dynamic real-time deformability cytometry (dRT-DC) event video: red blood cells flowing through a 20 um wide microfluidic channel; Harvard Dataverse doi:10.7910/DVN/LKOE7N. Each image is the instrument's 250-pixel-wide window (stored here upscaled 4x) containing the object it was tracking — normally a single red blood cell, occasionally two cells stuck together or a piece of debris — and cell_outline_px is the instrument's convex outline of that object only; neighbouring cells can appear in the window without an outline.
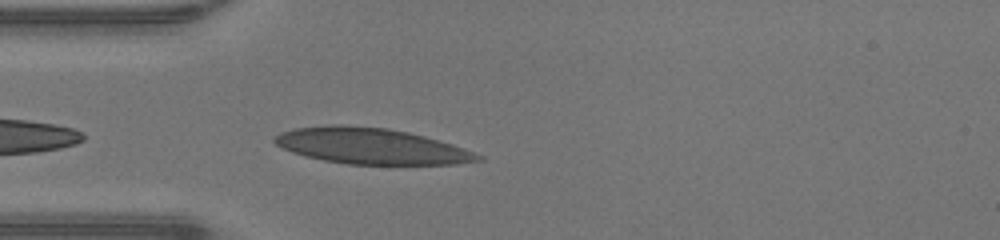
{"species": "human", "species_latin": "Homo sapiens", "temperature_condition": "warm", "stored_images_in_passage": 36, "camera_frame_rate_fps": 3000, "um_per_image_px": 0.085, "donor": {"sex": "male"}, "frame": {"image": 1, "passage_image": 2, "time_ms": 0.333, "image_size_px": [1000, 240], "cell_outline_px": [[484, 160], [456, 164], [348, 164], [324, 160], [304, 156], [292, 152], [276, 144], [272, 140], [280, 132], [292, 128], [332, 124], [340, 124], [388, 128], [408, 132], [424, 136], [452, 144], [484, 156]], "centroid_in_image_um": [31.53, 12.41], "position_along_channel_um": 53.5, "area_um2": 42.54}}
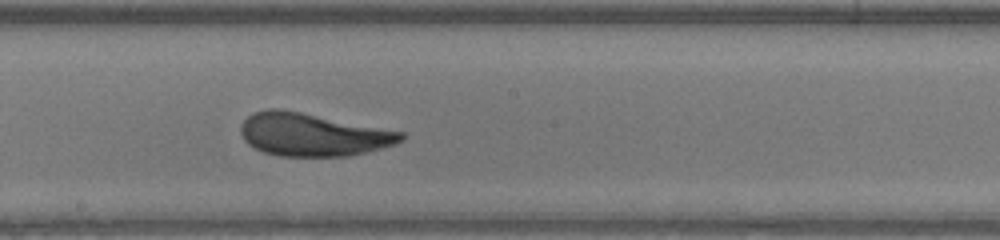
{"frame": {"image": 2, "passage_image": 14, "time_ms": 4.333, "image_size_px": [1000, 240], "cell_outline_px": [[404, 140], [396, 144], [348, 156], [280, 156], [264, 152], [248, 144], [244, 140], [240, 132], [240, 124], [252, 112], [268, 108], [276, 108], [300, 112], [404, 132]], "centroid_in_image_um": [26.55, 11.44], "position_along_channel_um": 221.7, "area_um2": 39.88}}
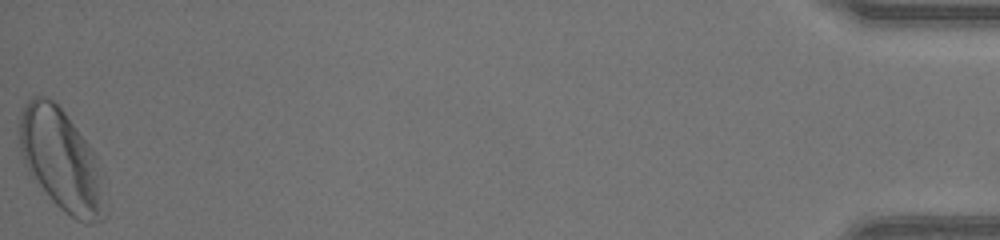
{"frame": {"image": 3, "passage_image": 36, "time_ms": 11.667, "image_size_px": [1000, 240], "cell_outline_px": [[108, 216], [104, 220], [96, 224], [84, 224], [76, 220], [64, 212], [52, 200], [28, 168], [24, 160], [20, 148], [20, 112], [28, 100], [32, 96], [44, 96], [52, 100], [64, 112], [92, 148], [96, 156], [104, 176]], "centroid_in_image_um": [5.31, 13.69], "position_along_channel_um": 429.9, "area_um2": 50.98}, "authors_computed_cell_mechanics": {"area_um2": 41.3848, "velocity_mm_per_s": 4.3197, "shape_relaxation_time_tau1_ms": 4.033, "shape_relaxation_time_tau2_ms": 0.8286, "deformation_change_tau1": 0.1592, "deformation_change_tau2": 0.0668}}